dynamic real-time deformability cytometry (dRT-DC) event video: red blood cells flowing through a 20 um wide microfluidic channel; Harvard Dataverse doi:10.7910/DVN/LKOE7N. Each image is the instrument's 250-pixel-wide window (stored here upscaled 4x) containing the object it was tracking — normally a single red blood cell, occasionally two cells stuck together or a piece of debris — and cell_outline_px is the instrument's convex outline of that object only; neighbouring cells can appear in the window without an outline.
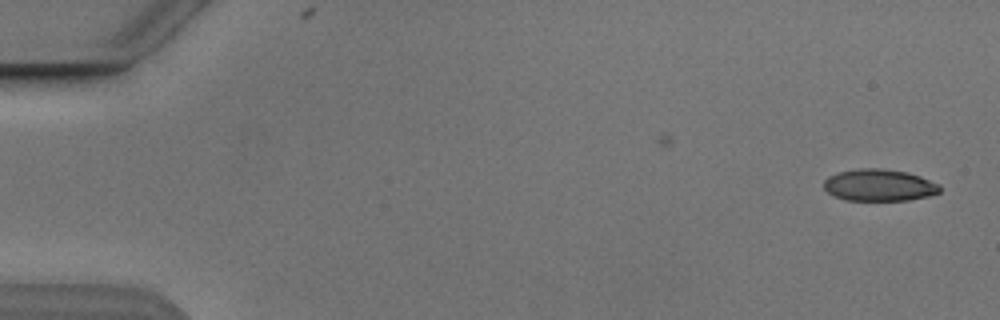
{"species": "Egyptian fruit bat (a non-hibernating species)", "species_latin": "Rousettus aegyptiacus", "temperature_condition": "cold", "stored_images_in_passage": 3, "camera_frame_rate_fps": 3000, "um_per_image_px": 0.085, "animal": {"sex": "male"}, "frame": {"image": 1, "passage_image": 3, "time_ms": 2.0, "image_size_px": [1000, 320], "cell_outline_px": [[940, 192], [928, 196], [908, 200], [844, 200], [828, 192], [824, 188], [824, 180], [828, 176], [836, 172], [856, 168], [880, 168], [908, 172], [920, 176], [940, 184]], "centroid_in_image_um": [74.72, 15.72], "position_along_channel_um": 10.3, "area_um2": 21.68}}